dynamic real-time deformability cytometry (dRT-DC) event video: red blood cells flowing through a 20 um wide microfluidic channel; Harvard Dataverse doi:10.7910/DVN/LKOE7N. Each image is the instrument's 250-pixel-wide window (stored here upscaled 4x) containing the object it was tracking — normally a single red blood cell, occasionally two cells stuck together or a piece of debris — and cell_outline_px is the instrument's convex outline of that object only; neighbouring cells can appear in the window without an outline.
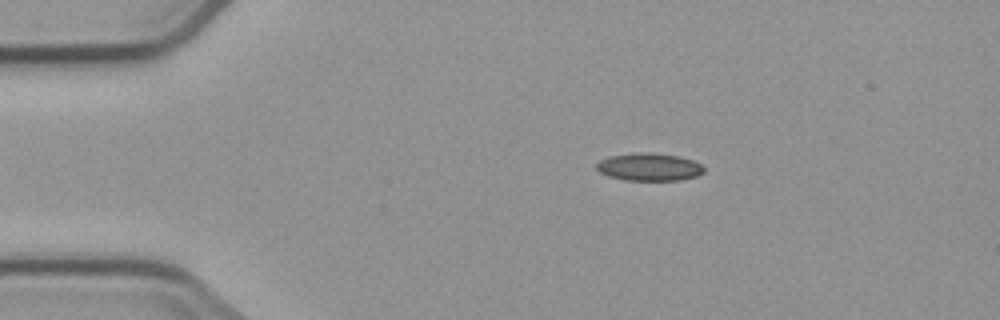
{"species": "common noctule bat (a hibernating species)", "species_latin": "Nyctalus noctula", "temperature_condition": "cold", "stored_images_in_passage": 5, "camera_frame_rate_fps": 3000, "um_per_image_px": 0.085, "animal": {"sex": "male", "body_mass_g": 23.1, "forearm_length_mm": 52.7}, "frame": {"image": 1, "passage_image": 3, "time_ms": 2.333, "image_size_px": [1000, 320], "cell_outline_px": [[704, 172], [696, 176], [680, 180], [624, 180], [608, 176], [600, 172], [596, 168], [596, 164], [600, 160], [608, 156], [640, 152], [648, 152], [676, 156], [692, 160], [700, 164], [704, 168]], "centroid_in_image_um": [55.15, 14.19], "position_along_channel_um": 29.9, "area_um2": 17.22}}
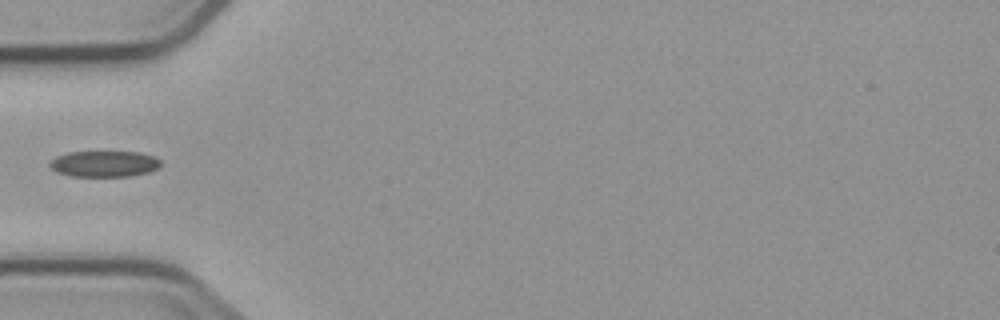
{"frame": {"image": 2, "passage_image": 5, "time_ms": 5.0, "image_size_px": [1000, 320], "cell_outline_px": [[160, 164], [156, 168], [148, 172], [128, 176], [68, 176], [56, 172], [48, 164], [56, 156], [68, 152], [140, 152], [156, 156], [160, 160]], "centroid_in_image_um": [8.84, 13.92], "position_along_channel_um": 76.2, "area_um2": 16.82}}